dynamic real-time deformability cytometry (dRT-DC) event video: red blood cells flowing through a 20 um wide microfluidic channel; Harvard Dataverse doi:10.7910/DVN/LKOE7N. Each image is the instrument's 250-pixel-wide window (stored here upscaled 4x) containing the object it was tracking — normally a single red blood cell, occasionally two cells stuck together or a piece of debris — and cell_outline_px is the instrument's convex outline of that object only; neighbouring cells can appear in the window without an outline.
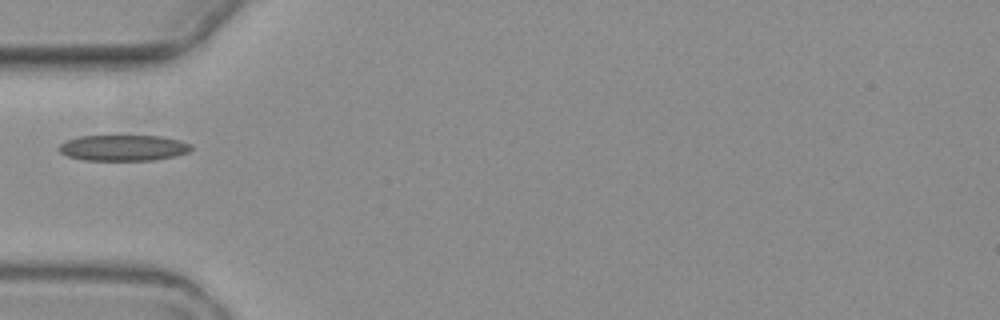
{"species": "common noctule bat (a hibernating species)", "species_latin": "Nyctalus noctula", "temperature_condition": "warm", "stored_images_in_passage": 2, "camera_frame_rate_fps": 3000, "um_per_image_px": 0.085, "animal": {"sex": "female", "body_mass_g": 19.3, "forearm_length_mm": 54.1}, "frame": {"image": 1, "passage_image": 1, "time_ms": 0.0, "image_size_px": [1000, 320], "cell_outline_px": [[192, 148], [188, 152], [172, 156], [152, 160], [84, 160], [68, 156], [60, 152], [60, 144], [64, 140], [80, 136], [160, 136], [192, 144]], "centroid_in_image_um": [10.45, 12.56], "position_along_channel_um": 74.6, "area_um2": 19.71}}
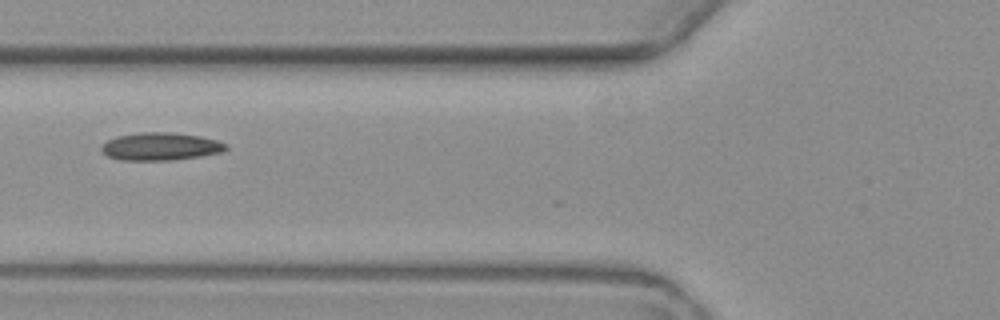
{"frame": {"image": 2, "passage_image": 2, "time_ms": 1.0, "image_size_px": [1000, 320], "cell_outline_px": [[228, 148], [224, 152], [200, 156], [172, 160], [120, 160], [108, 156], [100, 148], [108, 140], [116, 136], [140, 132], [172, 132], [200, 136], [216, 140], [228, 144]], "centroid_in_image_um": [13.68, 12.44], "position_along_channel_um": 112.1, "area_um2": 20.17}}